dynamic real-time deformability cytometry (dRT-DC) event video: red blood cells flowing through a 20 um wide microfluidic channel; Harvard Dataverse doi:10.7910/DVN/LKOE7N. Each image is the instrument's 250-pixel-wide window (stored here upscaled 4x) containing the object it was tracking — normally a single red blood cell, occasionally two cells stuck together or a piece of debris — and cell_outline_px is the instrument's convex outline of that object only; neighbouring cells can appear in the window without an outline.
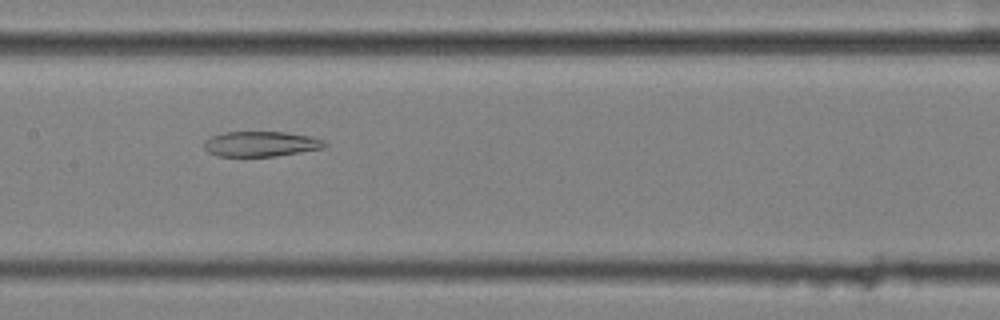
{"species": "common noctule bat (a hibernating species)", "species_latin": "Nyctalus noctula", "temperature_condition": "cold", "stored_images_in_passage": 36, "segment_of_instrument_passage": [2, 2], "camera_frame_rate_fps": 3000, "um_per_image_px": 0.085, "animal": {"sex": "female", "body_mass_g": 25.1}, "frame": {"image": 1, "passage_image": 29, "time_ms": 9.333, "image_size_px": [1000, 320], "cell_outline_px": [[328, 144], [324, 148], [272, 156], [220, 156], [208, 152], [204, 148], [204, 140], [212, 136], [224, 132], [284, 132], [312, 136], [324, 140]], "centroid_in_image_um": [22.18, 12.22], "position_along_channel_um": 185.2, "area_um2": 17.63}}
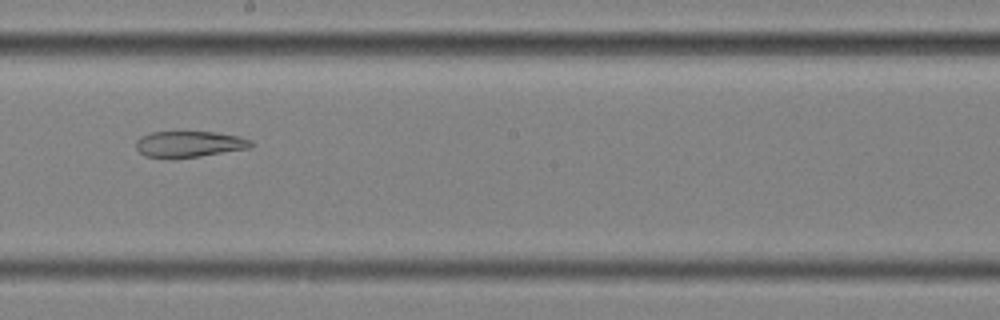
{"frame": {"image": 2, "passage_image": 33, "time_ms": 10.667, "image_size_px": [1000, 320], "cell_outline_px": [[256, 144], [248, 148], [200, 156], [172, 160], [144, 156], [136, 148], [136, 140], [140, 136], [152, 132], [216, 132], [240, 136], [252, 140]], "centroid_in_image_um": [16.07, 12.27], "position_along_channel_um": 232.1, "area_um2": 17.92}}
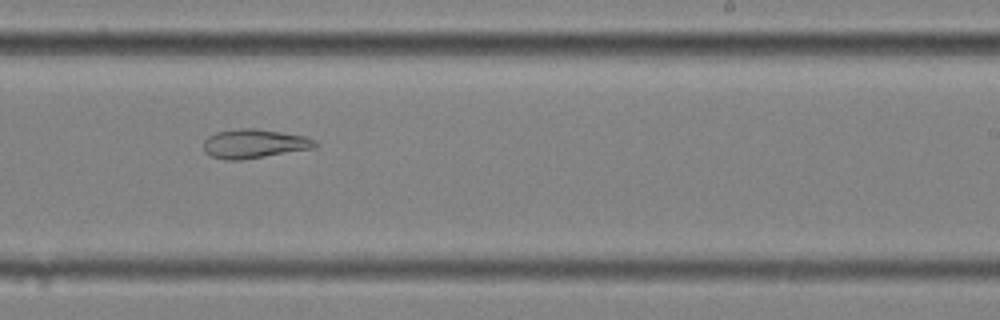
{"frame": {"image": 3, "passage_image": 36, "time_ms": 11.667, "image_size_px": [1000, 320], "cell_outline_px": [[320, 144], [316, 148], [240, 160], [224, 160], [212, 156], [204, 152], [204, 140], [208, 136], [216, 132], [240, 128], [256, 128], [304, 136], [316, 140]], "centroid_in_image_um": [21.62, 12.21], "position_along_channel_um": 267.4, "area_um2": 18.96}}